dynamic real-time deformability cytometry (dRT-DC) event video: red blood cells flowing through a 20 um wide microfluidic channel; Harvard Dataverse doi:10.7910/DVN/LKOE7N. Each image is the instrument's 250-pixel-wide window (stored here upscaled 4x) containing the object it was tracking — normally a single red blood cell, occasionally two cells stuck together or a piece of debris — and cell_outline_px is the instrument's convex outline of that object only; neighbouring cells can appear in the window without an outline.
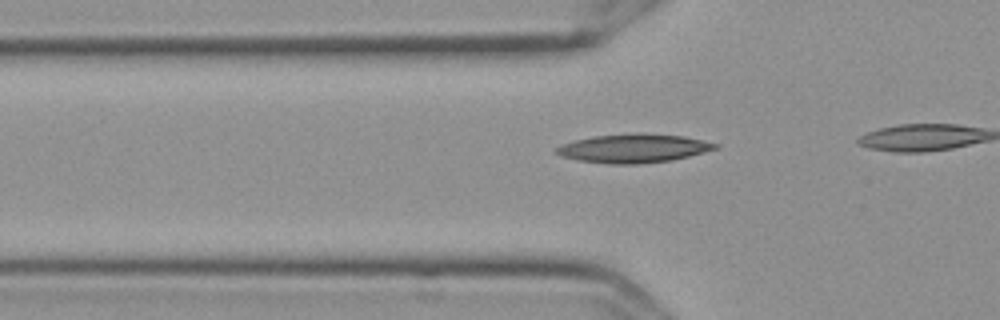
{"species": "Egyptian fruit bat (a non-hibernating species)", "species_latin": "Rousettus aegyptiacus", "temperature_condition": "cold", "stored_images_in_passage": 16, "camera_frame_rate_fps": 3000, "um_per_image_px": 0.085, "frame": {"image": 1, "passage_image": 10, "time_ms": 3.0, "image_size_px": [1000, 320], "cell_outline_px": [[720, 148], [672, 160], [636, 164], [608, 164], [576, 160], [560, 156], [552, 152], [560, 144], [592, 136], [636, 132], [684, 136], [720, 144]], "centroid_in_image_um": [53.82, 12.6], "position_along_channel_um": 72.0, "area_um2": 26.93}}
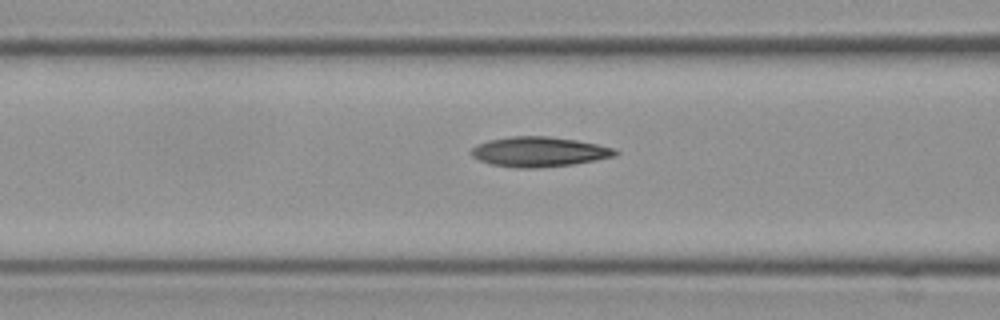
{"frame": {"image": 2, "passage_image": 14, "time_ms": 4.333, "image_size_px": [1000, 320], "cell_outline_px": [[620, 152], [616, 156], [572, 164], [536, 168], [516, 168], [492, 164], [480, 160], [472, 156], [468, 152], [476, 144], [488, 140], [512, 136], [548, 136], [576, 140], [596, 144], [612, 148]], "centroid_in_image_um": [45.78, 12.9], "position_along_channel_um": 120.8, "area_um2": 25.03}}